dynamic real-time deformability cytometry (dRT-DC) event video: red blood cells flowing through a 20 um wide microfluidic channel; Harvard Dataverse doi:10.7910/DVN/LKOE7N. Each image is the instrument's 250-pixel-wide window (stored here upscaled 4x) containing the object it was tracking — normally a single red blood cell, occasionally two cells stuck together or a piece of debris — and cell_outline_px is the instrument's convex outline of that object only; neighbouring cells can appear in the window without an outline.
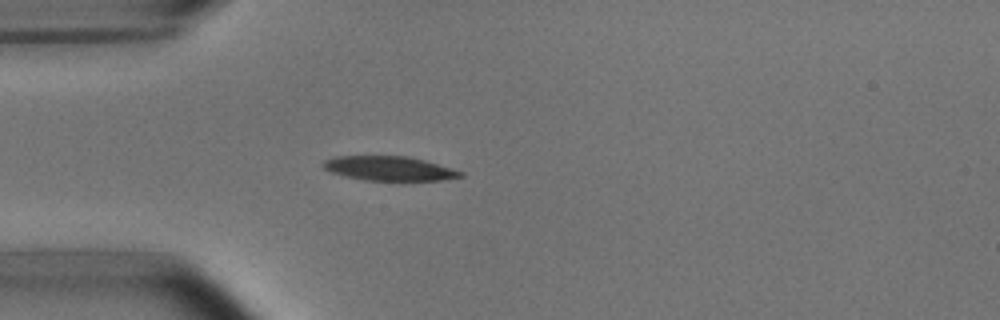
{"species": "common noctule bat (a hibernating species)", "species_latin": "Nyctalus noctula", "temperature_condition": "room temperature", "stored_images_in_passage": 39, "camera_frame_rate_fps": 3000, "um_per_image_px": 0.085, "animal": {"sex": "male", "body_mass_g": 15.6}, "frame": {"image": 1, "passage_image": 1, "time_ms": 0.0, "image_size_px": [1000, 320], "cell_outline_px": [[464, 176], [440, 180], [364, 180], [344, 176], [332, 172], [324, 168], [320, 164], [324, 160], [332, 156], [408, 156], [424, 160], [452, 168], [464, 172]], "centroid_in_image_um": [33.05, 14.31], "position_along_channel_um": 51.9, "area_um2": 19.48}}
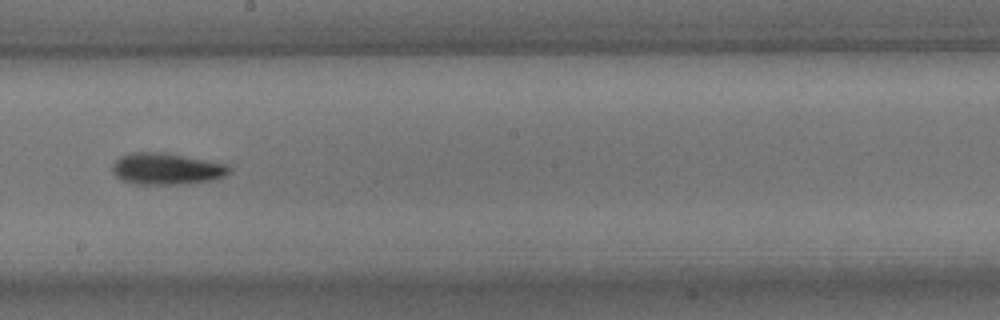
{"frame": {"image": 2, "passage_image": 16, "time_ms": 5.0, "image_size_px": [1000, 320], "cell_outline_px": [[232, 168], [224, 176], [212, 180], [184, 184], [132, 184], [116, 176], [112, 172], [112, 164], [120, 156], [132, 152], [160, 152], [228, 164]], "centroid_in_image_um": [14.13, 14.35], "position_along_channel_um": 234.1, "area_um2": 21.39}}
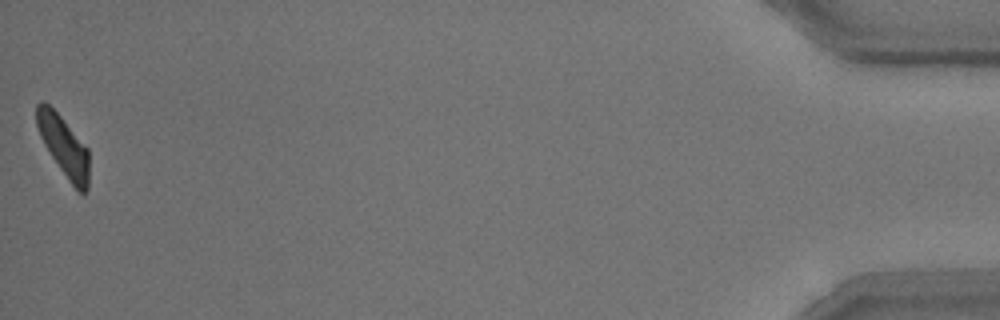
{"frame": {"image": 3, "passage_image": 39, "time_ms": 12.667, "image_size_px": [1000, 320], "cell_outline_px": [[88, 188], [84, 192], [80, 192], [68, 180], [44, 144], [40, 136], [36, 124], [36, 104], [40, 100], [44, 100], [60, 116], [88, 148]], "centroid_in_image_um": [5.39, 12.38], "position_along_channel_um": 429.8, "area_um2": 18.03}, "authors_computed_cell_mechanics": {"area_um2": 20.0566, "velocity_mm_per_s": 3.7895, "shape_relaxation_time_tau1_ms": 4.0722, "shape_relaxation_time_tau2_ms": 4.8395, "deformation_change_tau1": 0.1488, "deformation_change_tau2": 0.1274}}